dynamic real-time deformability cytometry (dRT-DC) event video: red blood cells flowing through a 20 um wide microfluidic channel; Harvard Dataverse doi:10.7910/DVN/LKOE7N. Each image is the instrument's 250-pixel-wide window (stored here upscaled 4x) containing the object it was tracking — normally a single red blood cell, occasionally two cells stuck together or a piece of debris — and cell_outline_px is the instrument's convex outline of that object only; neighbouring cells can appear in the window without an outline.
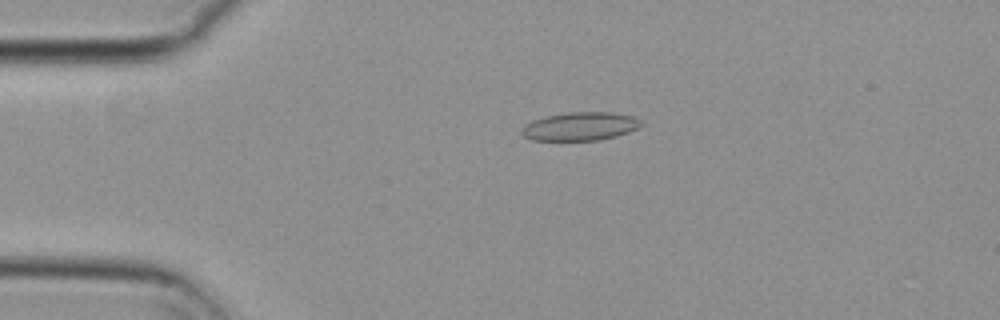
{"species": "common noctule bat (a hibernating species)", "species_latin": "Nyctalus noctula", "temperature_condition": "cold", "stored_images_in_passage": 55, "camera_frame_rate_fps": 3000, "um_per_image_px": 0.085, "animal": {"sex": "female", "body_mass_g": 29.2, "forearm_length_mm": 56.3}, "frame": {"image": 1, "passage_image": 12, "time_ms": 3.667, "image_size_px": [1000, 320], "cell_outline_px": [[644, 124], [628, 132], [616, 136], [600, 140], [532, 140], [524, 136], [520, 132], [520, 128], [524, 124], [532, 120], [548, 116], [568, 112], [612, 112], [636, 116]], "centroid_in_image_um": [49.31, 10.73], "position_along_channel_um": 35.7, "area_um2": 19.88}}
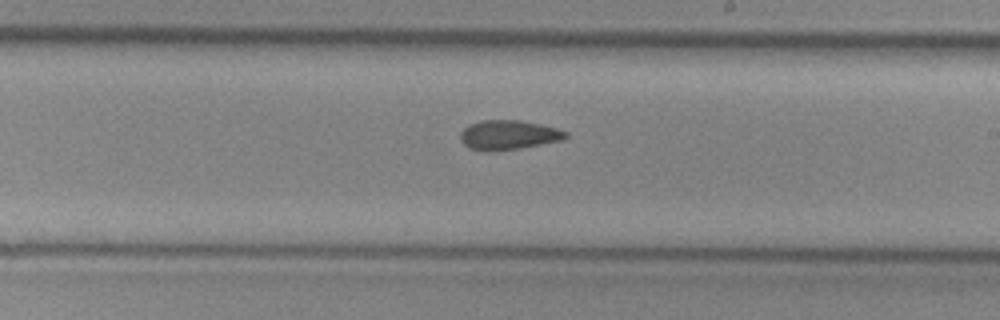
{"frame": {"image": 2, "passage_image": 32, "time_ms": 10.333, "image_size_px": [1000, 320], "cell_outline_px": [[568, 136], [564, 140], [520, 148], [488, 152], [484, 152], [468, 148], [460, 140], [460, 132], [468, 124], [484, 120], [520, 120], [540, 124], [556, 128], [568, 132]], "centroid_in_image_um": [43.2, 11.48], "position_along_channel_um": 245.8, "area_um2": 18.32}}
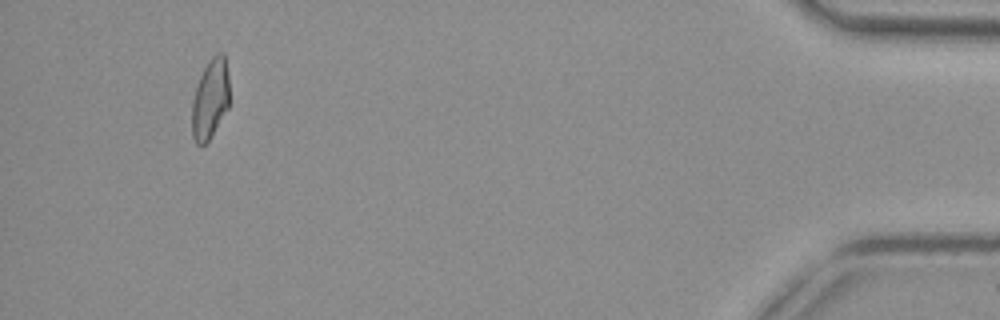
{"frame": {"image": 3, "passage_image": 52, "time_ms": 17.0, "image_size_px": [1000, 320], "cell_outline_px": [[228, 108], [208, 140], [204, 144], [196, 144], [192, 136], [192, 100], [200, 76], [208, 60], [212, 56], [220, 52], [224, 52], [228, 72]], "centroid_in_image_um": [17.86, 8.38], "position_along_channel_um": 417.3, "area_um2": 17.28}, "authors_computed_cell_mechanics": {"area_um2": 18.4382, "velocity_mm_per_s": 3.7066, "shape_relaxation_time_tau1_ms": null, "shape_relaxation_time_tau2_ms": 3.0483, "deformation_change_tau1": null, "deformation_change_tau2": 0.0947}}